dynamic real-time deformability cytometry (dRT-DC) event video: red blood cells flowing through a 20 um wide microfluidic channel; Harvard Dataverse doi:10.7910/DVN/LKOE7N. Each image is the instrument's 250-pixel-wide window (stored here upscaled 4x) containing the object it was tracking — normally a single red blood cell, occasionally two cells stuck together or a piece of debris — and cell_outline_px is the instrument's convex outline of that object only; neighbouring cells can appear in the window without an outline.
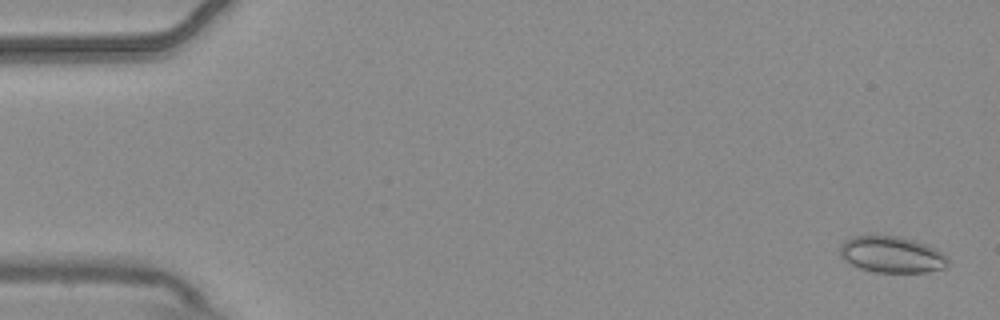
{"species": "common noctule bat (a hibernating species)", "species_latin": "Nyctalus noctula", "temperature_condition": "warm", "stored_images_in_passage": 5, "camera_frame_rate_fps": 3000, "um_per_image_px": 0.085, "animal": {"sex": "male", "body_mass_g": 20.4}, "frame": {"image": 1, "passage_image": 1, "time_ms": 0.0, "image_size_px": [1000, 320], "cell_outline_px": [[948, 264], [944, 268], [928, 272], [876, 272], [860, 268], [844, 260], [840, 256], [840, 244], [844, 240], [852, 236], [900, 236], [936, 248], [948, 256]], "centroid_in_image_um": [75.8, 21.64], "position_along_channel_um": 9.2, "area_um2": 22.89}}